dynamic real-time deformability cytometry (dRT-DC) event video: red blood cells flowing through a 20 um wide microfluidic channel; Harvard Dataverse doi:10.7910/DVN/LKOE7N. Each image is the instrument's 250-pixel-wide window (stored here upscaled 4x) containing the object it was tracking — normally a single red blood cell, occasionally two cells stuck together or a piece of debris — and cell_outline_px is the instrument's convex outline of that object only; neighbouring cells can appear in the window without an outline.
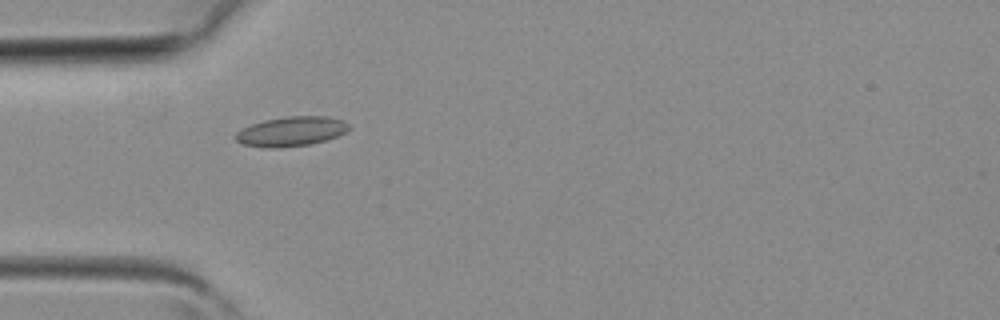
{"species": "common noctule bat (a hibernating species)", "species_latin": "Nyctalus noctula", "temperature_condition": "room temperature", "stored_images_in_passage": 2, "camera_frame_rate_fps": 3000, "um_per_image_px": 0.085, "animal": {"sex": "female", "body_mass_g": 19.3, "forearm_length_mm": 54.1}, "frame": {"image": 1, "passage_image": 1, "time_ms": 0.0, "image_size_px": [1000, 320], "cell_outline_px": [[348, 128], [344, 132], [336, 136], [324, 140], [308, 144], [276, 148], [268, 148], [244, 144], [236, 140], [236, 132], [252, 124], [264, 120], [284, 116], [328, 116], [344, 120], [348, 124]], "centroid_in_image_um": [24.75, 11.15], "position_along_channel_um": 60.3, "area_um2": 19.25}}
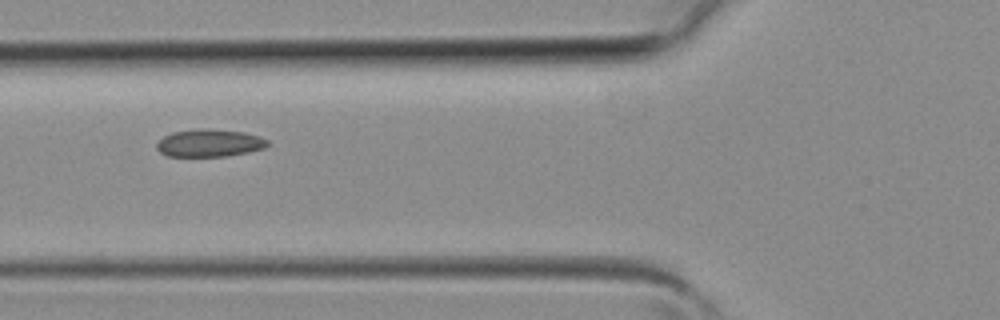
{"frame": {"image": 2, "passage_image": 2, "time_ms": 0.333, "image_size_px": [1000, 320], "cell_outline_px": [[268, 144], [264, 148], [248, 152], [228, 156], [168, 156], [160, 152], [156, 148], [156, 144], [164, 136], [172, 132], [200, 128], [208, 128], [244, 132], [268, 140]], "centroid_in_image_um": [17.78, 12.15], "position_along_channel_um": 108.0, "area_um2": 17.74}}